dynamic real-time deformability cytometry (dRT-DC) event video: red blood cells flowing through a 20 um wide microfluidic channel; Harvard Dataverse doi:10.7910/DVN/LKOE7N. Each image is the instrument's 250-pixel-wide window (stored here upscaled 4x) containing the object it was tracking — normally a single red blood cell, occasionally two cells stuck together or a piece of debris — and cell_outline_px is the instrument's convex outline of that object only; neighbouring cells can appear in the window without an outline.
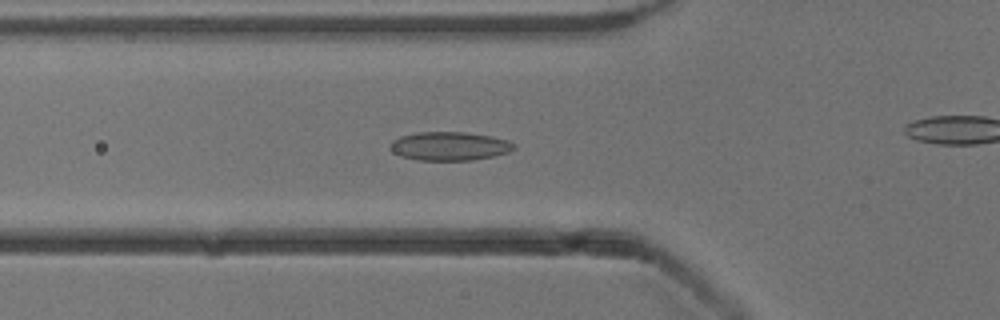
{"species": "common noctule bat (a hibernating species)", "species_latin": "Nyctalus noctula", "temperature_condition": "cold", "stored_images_in_passage": 54, "camera_frame_rate_fps": 3000, "um_per_image_px": 0.085, "animal": {"sex": "male", "body_mass_g": 13.3}, "frame": {"image": 1, "passage_image": 19, "time_ms": 6.0, "image_size_px": [1000, 320], "cell_outline_px": [[516, 148], [508, 152], [492, 156], [472, 160], [420, 160], [400, 156], [392, 152], [388, 148], [388, 144], [392, 140], [400, 136], [416, 132], [464, 132], [492, 136], [508, 140], [516, 144]], "centroid_in_image_um": [38.17, 12.41], "position_along_channel_um": 87.6, "area_um2": 20.87}}
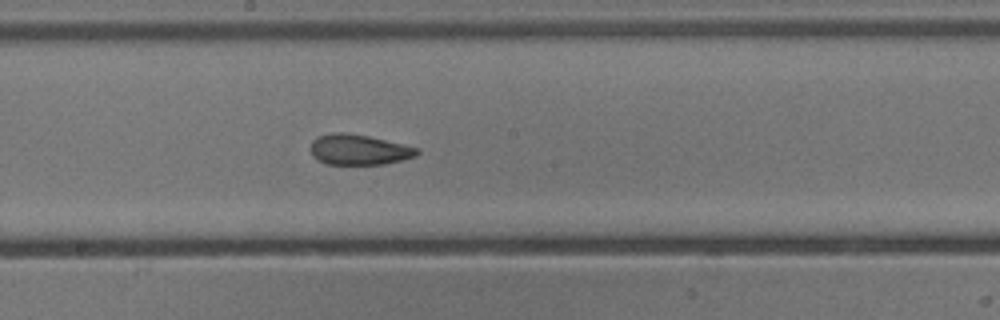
{"frame": {"image": 2, "passage_image": 29, "time_ms": 9.333, "image_size_px": [1000, 320], "cell_outline_px": [[420, 152], [416, 156], [384, 164], [324, 164], [316, 160], [312, 156], [312, 140], [320, 136], [336, 132], [348, 132], [368, 136], [420, 148]], "centroid_in_image_um": [30.51, 12.72], "position_along_channel_um": 217.7, "area_um2": 18.84}}
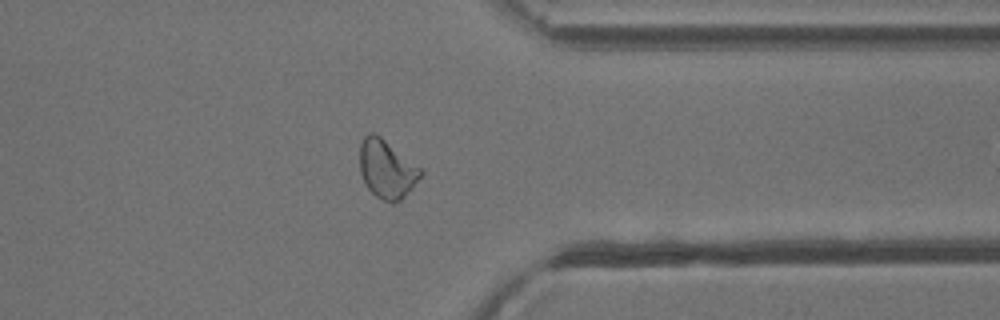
{"frame": {"image": 3, "passage_image": 42, "time_ms": 13.667, "image_size_px": [1000, 320], "cell_outline_px": [[424, 172], [404, 196], [400, 200], [392, 204], [376, 196], [368, 188], [360, 172], [360, 144], [364, 136], [368, 132], [372, 132], [380, 136], [420, 168]], "centroid_in_image_um": [32.85, 14.36], "position_along_channel_um": 378.6, "area_um2": 20.29}, "authors_computed_cell_mechanics": {"area_um2": 20.7502, "velocity_mm_per_s": 3.8776, "shape_relaxation_time_tau1_ms": 7.2712, "shape_relaxation_time_tau2_ms": 1.5038, "deformation_change_tau1": 0.1514, "deformation_change_tau2": 0.0828}}